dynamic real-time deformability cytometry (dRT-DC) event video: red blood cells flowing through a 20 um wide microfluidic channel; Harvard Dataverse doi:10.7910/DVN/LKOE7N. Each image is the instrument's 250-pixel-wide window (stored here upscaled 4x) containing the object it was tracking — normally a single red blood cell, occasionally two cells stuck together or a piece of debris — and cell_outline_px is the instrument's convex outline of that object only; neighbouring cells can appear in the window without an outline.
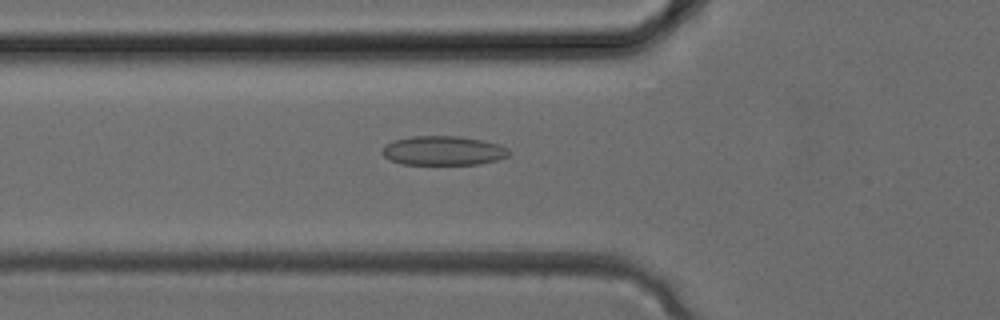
{"species": "common noctule bat (a hibernating species)", "species_latin": "Nyctalus noctula", "temperature_condition": "cold", "stored_images_in_passage": 33, "camera_frame_rate_fps": 3000, "um_per_image_px": 0.085, "animal": {"sex": "female", "body_mass_g": 24.6, "forearm_length_mm": 56.2}, "frame": {"image": 1, "passage_image": 11, "time_ms": 3.333, "image_size_px": [1000, 320], "cell_outline_px": [[508, 156], [496, 160], [480, 164], [400, 164], [384, 156], [380, 152], [384, 144], [392, 140], [412, 136], [460, 136], [500, 144], [508, 148]], "centroid_in_image_um": [37.63, 12.8], "position_along_channel_um": 88.2, "area_um2": 21.68}}
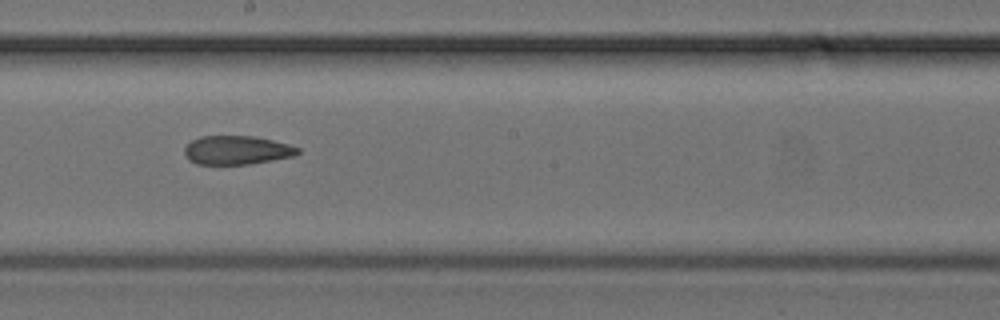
{"frame": {"image": 2, "passage_image": 18, "time_ms": 5.667, "image_size_px": [1000, 320], "cell_outline_px": [[300, 152], [296, 156], [248, 164], [196, 164], [188, 160], [184, 152], [184, 148], [192, 140], [200, 136], [256, 136], [288, 144], [300, 148]], "centroid_in_image_um": [20.14, 12.76], "position_along_channel_um": 228.1, "area_um2": 19.07}}
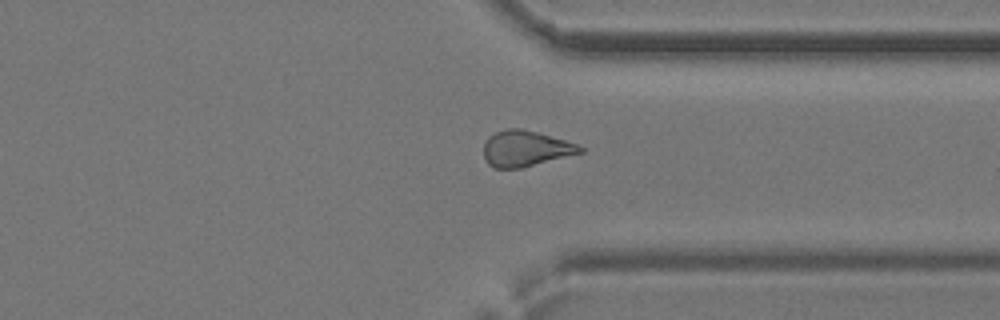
{"frame": {"image": 3, "passage_image": 25, "time_ms": 8.0, "image_size_px": [1000, 320], "cell_outline_px": [[584, 152], [520, 168], [492, 168], [488, 164], [484, 156], [484, 140], [488, 136], [504, 128], [520, 128], [536, 132], [564, 140], [576, 144], [584, 148]], "centroid_in_image_um": [44.62, 12.62], "position_along_channel_um": 366.8, "area_um2": 20.06}}